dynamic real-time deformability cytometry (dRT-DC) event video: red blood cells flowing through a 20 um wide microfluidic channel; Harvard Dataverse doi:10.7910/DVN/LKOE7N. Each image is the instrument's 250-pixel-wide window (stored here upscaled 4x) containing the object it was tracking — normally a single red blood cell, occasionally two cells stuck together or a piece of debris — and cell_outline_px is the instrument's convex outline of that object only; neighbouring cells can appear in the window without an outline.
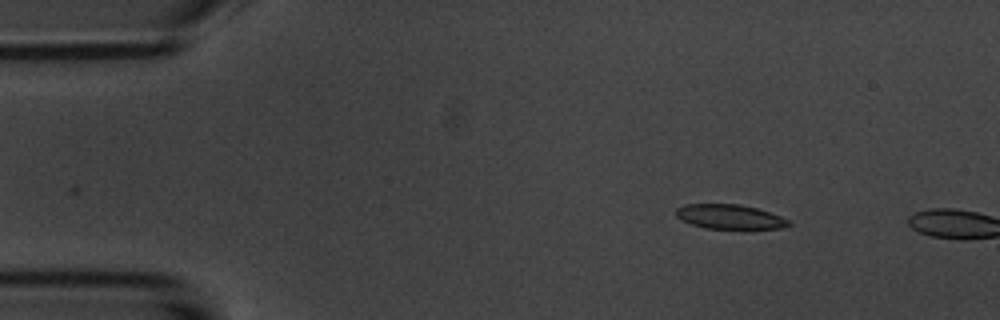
{"species": "common noctule bat (a hibernating species)", "species_latin": "Nyctalus noctula", "temperature_condition": "room temperature", "stored_images_in_passage": 3, "camera_frame_rate_fps": 3000, "um_per_image_px": 0.085, "animal": {"sex": "male", "body_mass_g": 20.1, "forearm_length_mm": 53.5}, "frame": {"image": 1, "passage_image": 3, "time_ms": 2.667, "image_size_px": [1000, 320], "cell_outline_px": [[792, 224], [780, 228], [704, 228], [692, 224], [676, 216], [676, 208], [684, 204], [740, 204], [756, 208], [780, 216], [788, 220]], "centroid_in_image_um": [62.0, 18.41], "position_along_channel_um": 23.0, "area_um2": 15.78}}